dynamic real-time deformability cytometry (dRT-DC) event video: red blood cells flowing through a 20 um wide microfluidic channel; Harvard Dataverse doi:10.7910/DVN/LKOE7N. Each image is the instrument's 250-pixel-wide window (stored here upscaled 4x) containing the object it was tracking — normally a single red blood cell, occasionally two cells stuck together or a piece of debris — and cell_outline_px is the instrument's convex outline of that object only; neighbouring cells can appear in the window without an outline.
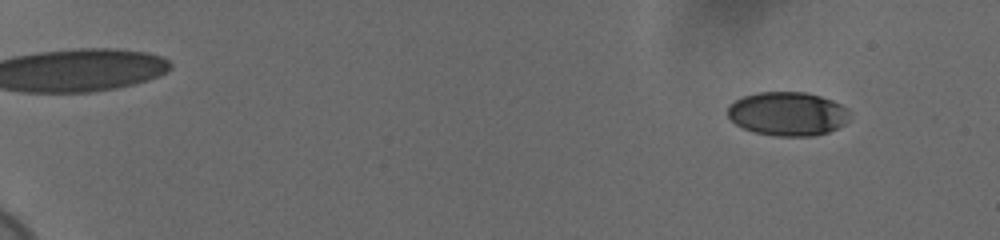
{"species": "human", "species_latin": "Homo sapiens", "temperature_condition": "cold", "stored_images_in_passage": 54, "camera_frame_rate_fps": 3000, "um_per_image_px": 0.085, "donor": {"sex": "female"}, "frame": {"image": 1, "passage_image": 6, "time_ms": 1.667, "image_size_px": [1000, 240], "cell_outline_px": [[848, 120], [844, 124], [828, 132], [812, 136], [776, 136], [752, 132], [736, 124], [728, 116], [728, 108], [736, 100], [744, 96], [760, 92], [808, 92], [832, 100], [848, 108]], "centroid_in_image_um": [66.96, 9.67], "position_along_channel_um": 18.0, "area_um2": 31.04}}
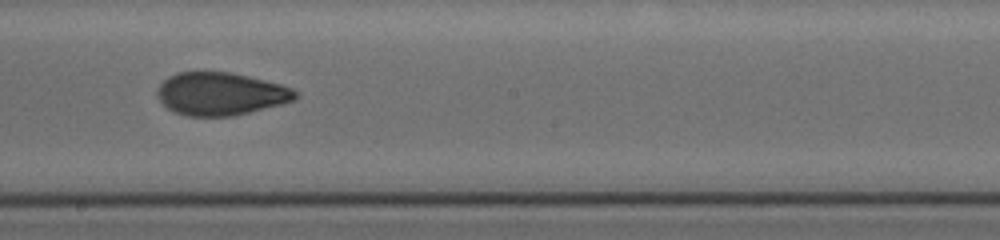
{"frame": {"image": 2, "passage_image": 32, "time_ms": 10.333, "image_size_px": [1000, 240], "cell_outline_px": [[300, 96], [296, 100], [232, 116], [188, 116], [172, 112], [156, 96], [156, 92], [160, 84], [168, 76], [176, 72], [232, 72], [280, 84], [292, 88], [300, 92]], "centroid_in_image_um": [18.76, 7.97], "position_along_channel_um": 229.4, "area_um2": 34.56}}
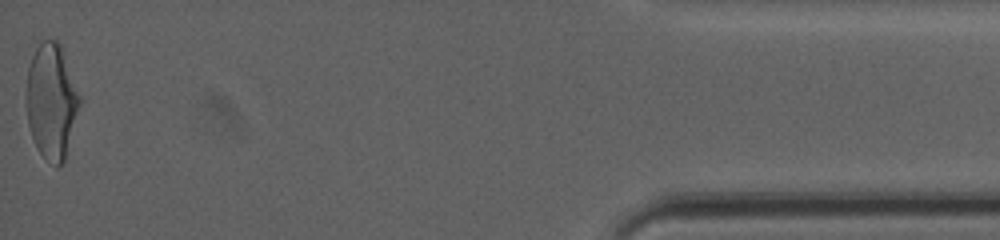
{"frame": {"image": 3, "passage_image": 54, "time_ms": 17.667, "image_size_px": [1000, 240], "cell_outline_px": [[80, 104], [64, 160], [56, 168], [36, 148], [28, 124], [28, 68], [32, 56], [36, 48], [44, 40], [56, 40], [60, 44], [80, 96]], "centroid_in_image_um": [4.39, 8.61], "position_along_channel_um": 430.8, "area_um2": 34.8}, "authors_computed_cell_mechanics": {"area_um2": 33.9286, "velocity_mm_per_s": 3.6864, "shape_relaxation_time_tau1_ms": 2.3299, "shape_relaxation_time_tau2_ms": 0.9017, "deformation_change_tau1": 0.1407, "deformation_change_tau2": 0.0693}}